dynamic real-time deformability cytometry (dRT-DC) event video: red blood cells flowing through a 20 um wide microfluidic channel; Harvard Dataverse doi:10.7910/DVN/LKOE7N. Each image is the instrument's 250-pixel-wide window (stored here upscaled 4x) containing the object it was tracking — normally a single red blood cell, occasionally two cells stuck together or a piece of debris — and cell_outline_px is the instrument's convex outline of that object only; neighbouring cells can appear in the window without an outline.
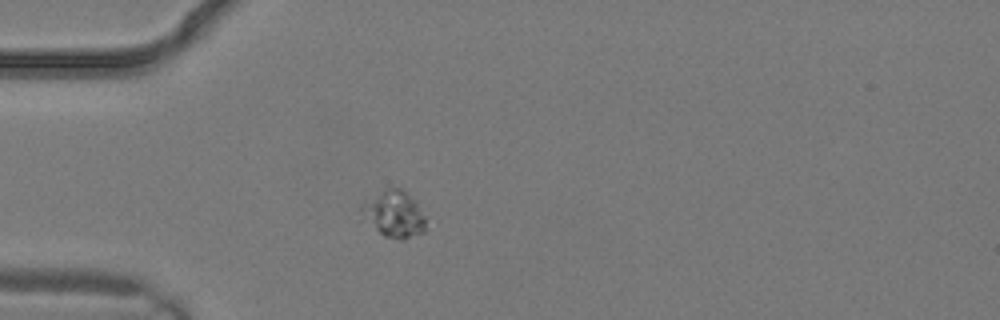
{"species": "common noctule bat (a hibernating species)", "species_latin": "Nyctalus noctula", "temperature_condition": "warm", "stored_images_in_passage": 2, "camera_frame_rate_fps": 3000, "um_per_image_px": 0.085, "animal": {"sex": "male", "body_mass_g": 19.2, "forearm_length_mm": 51.8}, "frame": {"image": 1, "passage_image": 2, "time_ms": 0.333, "image_size_px": [1000, 320], "cell_outline_px": [[424, 232], [404, 240], [400, 240], [384, 236], [360, 220], [360, 208], [364, 204], [384, 188], [404, 188], [416, 200], [424, 216]], "centroid_in_image_um": [33.46, 18.2], "position_along_channel_um": 51.5, "area_um2": 17.8}}